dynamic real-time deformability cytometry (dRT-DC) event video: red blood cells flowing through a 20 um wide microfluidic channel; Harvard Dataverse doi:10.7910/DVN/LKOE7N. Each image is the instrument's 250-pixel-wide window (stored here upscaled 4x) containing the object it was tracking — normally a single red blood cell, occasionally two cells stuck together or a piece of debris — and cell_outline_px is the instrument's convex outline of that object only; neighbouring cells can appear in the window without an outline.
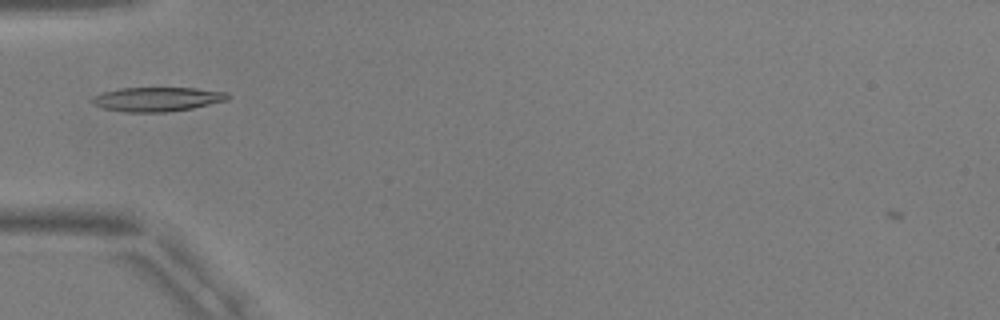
{"species": "common noctule bat (a hibernating species)", "species_latin": "Nyctalus noctula", "temperature_condition": "warm", "stored_images_in_passage": 40, "camera_frame_rate_fps": 3000, "um_per_image_px": 0.085, "animal": {"sex": "male", "body_mass_g": 17.9, "forearm_length_mm": 54.2}, "frame": {"image": 1, "passage_image": 4, "time_ms": 1.0, "image_size_px": [1000, 320], "cell_outline_px": [[232, 96], [228, 100], [192, 108], [164, 112], [124, 112], [104, 108], [92, 104], [88, 100], [92, 96], [104, 92], [120, 88], [196, 88], [228, 92]], "centroid_in_image_um": [13.36, 8.43], "position_along_channel_um": 71.6, "area_um2": 19.31}}
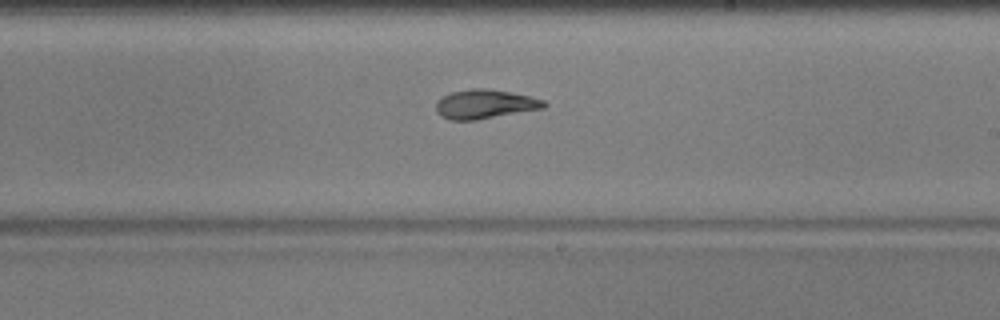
{"frame": {"image": 2, "passage_image": 18, "time_ms": 5.667, "image_size_px": [1000, 320], "cell_outline_px": [[548, 104], [544, 108], [476, 120], [448, 120], [440, 116], [436, 112], [436, 100], [452, 92], [472, 88], [488, 88], [512, 92], [532, 96], [544, 100]], "centroid_in_image_um": [41.22, 8.85], "position_along_channel_um": 247.8, "area_um2": 18.55}}
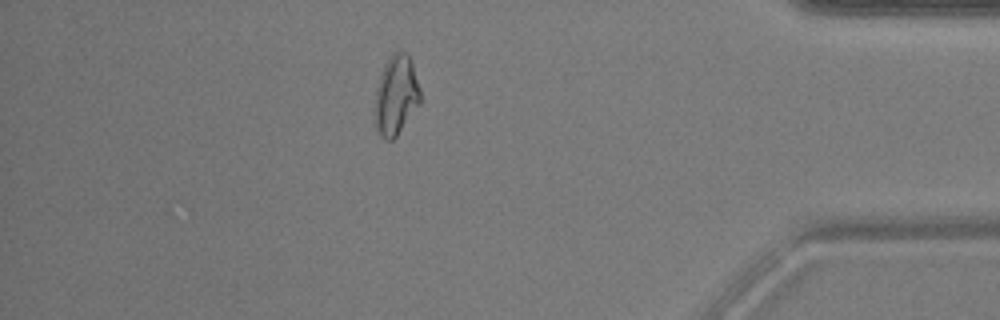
{"frame": {"image": 3, "passage_image": 33, "time_ms": 10.667, "image_size_px": [1000, 320], "cell_outline_px": [[420, 104], [396, 136], [392, 140], [384, 140], [380, 136], [376, 128], [376, 88], [384, 64], [392, 52], [404, 52], [412, 60], [420, 88]], "centroid_in_image_um": [33.68, 8.09], "position_along_channel_um": 401.5, "area_um2": 20.92}, "authors_computed_cell_mechanics": {"area_um2": 18.3804, "velocity_mm_per_s": 3.7646, "shape_relaxation_time_tau1_ms": 3.9571, "shape_relaxation_time_tau2_ms": 2.3023, "deformation_change_tau1": 0.1544, "deformation_change_tau2": 0.0802}}